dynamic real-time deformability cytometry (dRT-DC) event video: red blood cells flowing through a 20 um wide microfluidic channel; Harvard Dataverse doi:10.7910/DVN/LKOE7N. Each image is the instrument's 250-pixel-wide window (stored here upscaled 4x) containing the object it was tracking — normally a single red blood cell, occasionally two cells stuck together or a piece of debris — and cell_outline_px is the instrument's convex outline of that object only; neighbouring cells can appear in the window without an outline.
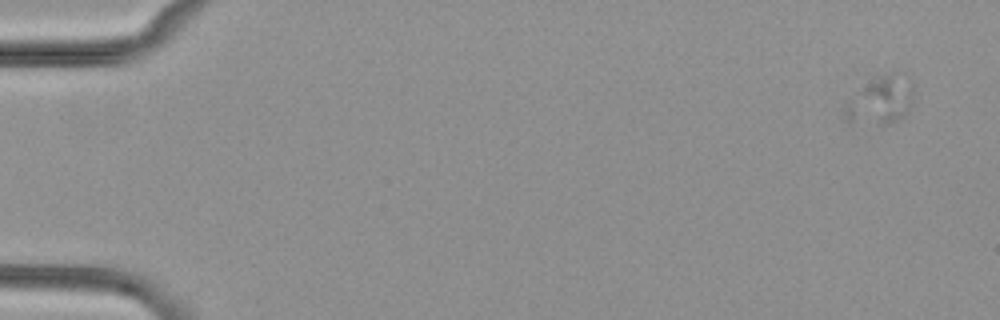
{"species": "common noctule bat (a hibernating species)", "species_latin": "Nyctalus noctula", "temperature_condition": "cold", "stored_images_in_passage": 6, "camera_frame_rate_fps": 3000, "um_per_image_px": 0.085, "animal": {"sex": "female", "body_mass_g": 29.2, "forearm_length_mm": 56.3}, "frame": {"image": 1, "passage_image": 2, "time_ms": 1.333, "image_size_px": [1000, 320], "cell_outline_px": [[912, 100], [904, 116], [900, 120], [888, 124], [848, 124], [844, 120], [844, 108], [848, 100], [872, 76], [888, 72], [896, 72], [912, 84]], "centroid_in_image_um": [74.78, 8.55], "position_along_channel_um": 10.2, "area_um2": 19.59}}
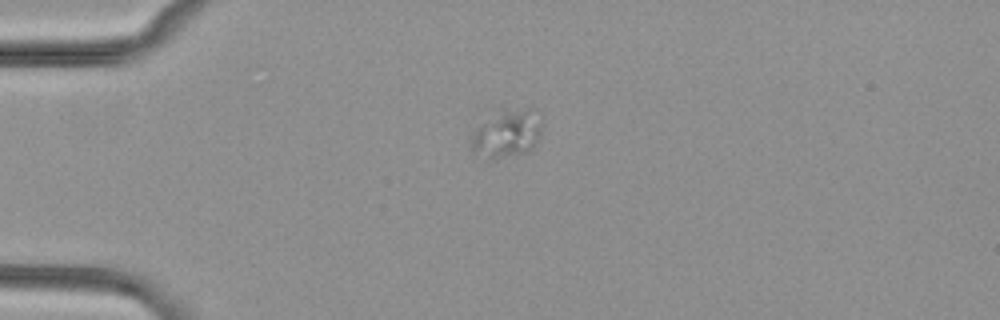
{"frame": {"image": 2, "passage_image": 5, "time_ms": 5.333, "image_size_px": [1000, 320], "cell_outline_px": [[544, 124], [536, 144], [528, 152], [516, 156], [492, 160], [488, 160], [472, 152], [468, 144], [472, 132], [500, 108], [532, 108], [544, 116]], "centroid_in_image_um": [43.11, 11.35], "position_along_channel_um": 41.9, "area_um2": 21.04}}